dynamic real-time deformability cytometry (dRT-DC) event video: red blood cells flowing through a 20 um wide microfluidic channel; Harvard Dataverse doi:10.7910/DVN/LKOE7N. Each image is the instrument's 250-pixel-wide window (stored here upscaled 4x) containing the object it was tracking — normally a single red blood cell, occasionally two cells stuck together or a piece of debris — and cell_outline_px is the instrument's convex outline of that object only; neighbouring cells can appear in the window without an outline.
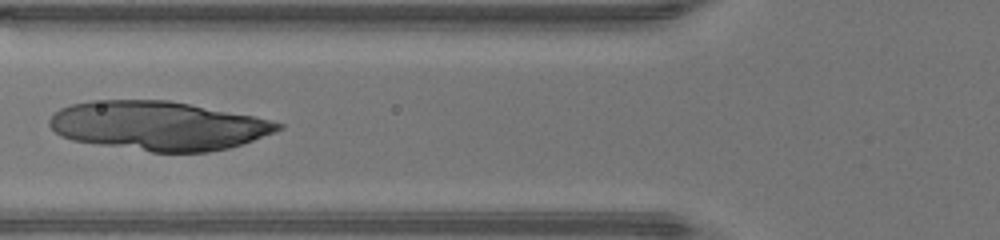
{"species": "human", "species_latin": "Homo sapiens", "temperature_condition": "warm", "stored_images_in_passage": 33, "camera_frame_rate_fps": 3000, "um_per_image_px": 0.085, "donor": {"sex": "male"}, "frame": {"image": 1, "passage_image": 4, "time_ms": 1.0, "image_size_px": [1000, 240], "cell_outline_px": [[284, 128], [276, 132], [244, 144], [228, 148], [208, 152], [152, 152], [72, 140], [60, 136], [48, 124], [48, 120], [60, 108], [72, 104], [92, 100], [168, 100], [252, 116], [284, 124]], "centroid_in_image_um": [13.46, 10.69], "position_along_channel_um": 112.3, "area_um2": 65.08}}
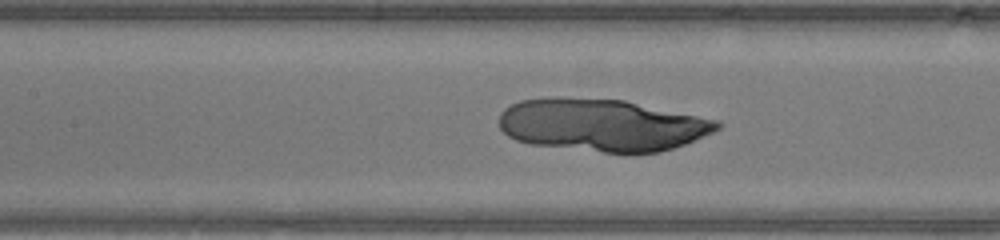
{"frame": {"image": 2, "passage_image": 7, "time_ms": 2.0, "image_size_px": [1000, 240], "cell_outline_px": [[720, 128], [712, 132], [684, 144], [660, 152], [604, 152], [528, 144], [516, 140], [508, 136], [500, 128], [500, 112], [504, 108], [520, 100], [624, 100], [720, 120]], "centroid_in_image_um": [51.2, 10.66], "position_along_channel_um": 156.2, "area_um2": 65.14}}